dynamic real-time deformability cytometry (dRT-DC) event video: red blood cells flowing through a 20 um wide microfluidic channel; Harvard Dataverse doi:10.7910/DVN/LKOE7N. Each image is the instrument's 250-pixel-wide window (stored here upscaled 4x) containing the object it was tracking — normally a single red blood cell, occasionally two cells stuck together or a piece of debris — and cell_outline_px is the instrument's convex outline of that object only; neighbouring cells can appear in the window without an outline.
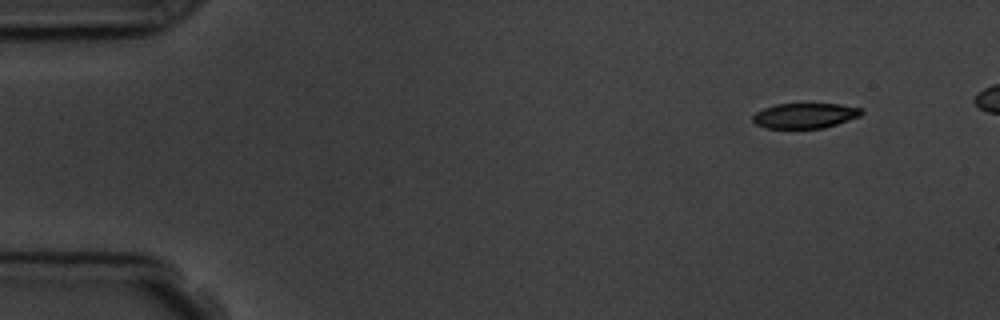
{"species": "common noctule bat (a hibernating species)", "species_latin": "Nyctalus noctula", "temperature_condition": "room temperature", "stored_images_in_passage": 5, "camera_frame_rate_fps": 3000, "um_per_image_px": 0.085, "animal": {"sex": "male", "body_mass_g": 19.5, "forearm_length_mm": 54.6}, "frame": {"image": 1, "passage_image": 1, "time_ms": 0.0, "image_size_px": [1000, 320], "cell_outline_px": [[864, 112], [860, 116], [824, 128], [764, 128], [756, 124], [752, 120], [752, 116], [756, 112], [764, 108], [776, 104], [840, 104], [860, 108]], "centroid_in_image_um": [68.4, 9.83], "position_along_channel_um": 16.6, "area_um2": 15.9}}